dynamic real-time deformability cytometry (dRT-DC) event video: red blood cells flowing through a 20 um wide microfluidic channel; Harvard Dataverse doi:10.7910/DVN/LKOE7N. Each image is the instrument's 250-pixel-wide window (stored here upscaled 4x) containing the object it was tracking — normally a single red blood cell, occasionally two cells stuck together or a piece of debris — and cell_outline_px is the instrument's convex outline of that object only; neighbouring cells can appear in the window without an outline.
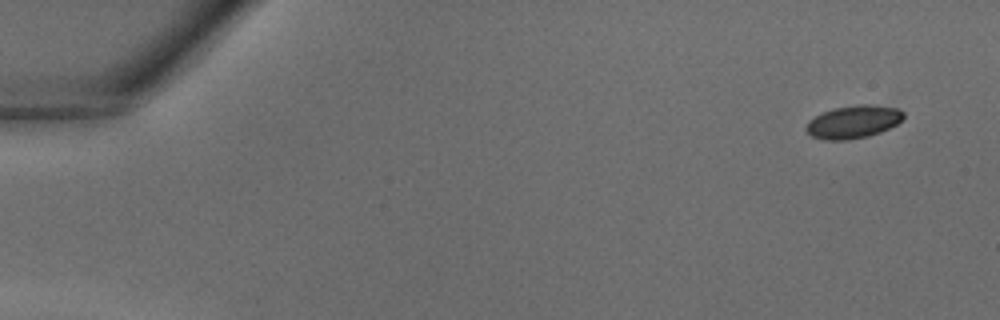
{"species": "common noctule bat (a hibernating species)", "species_latin": "Nyctalus noctula", "temperature_condition": "warm", "stored_images_in_passage": 36, "camera_frame_rate_fps": 3000, "um_per_image_px": 0.085, "animal": {"sex": "male", "body_mass_g": 18.8}, "frame": {"image": 1, "passage_image": 1, "time_ms": 0.0, "image_size_px": [1000, 320], "cell_outline_px": [[904, 116], [896, 124], [880, 132], [868, 136], [848, 140], [824, 140], [812, 136], [804, 128], [808, 120], [832, 108], [860, 104], [872, 104], [900, 108], [904, 112]], "centroid_in_image_um": [72.53, 10.35], "position_along_channel_um": 12.5, "area_um2": 18.73}}
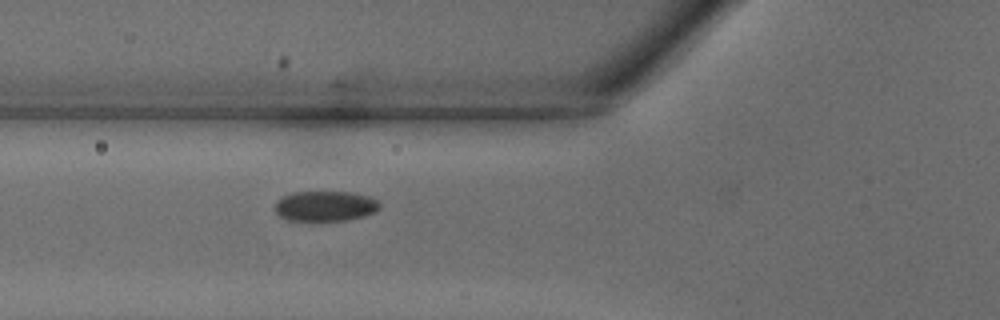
{"frame": {"image": 2, "passage_image": 14, "time_ms": 4.333, "image_size_px": [1000, 320], "cell_outline_px": [[380, 208], [376, 212], [364, 216], [348, 220], [288, 220], [280, 216], [276, 212], [276, 200], [292, 192], [348, 192], [368, 196], [376, 200], [380, 204]], "centroid_in_image_um": [27.66, 17.51], "position_along_channel_um": 98.1, "area_um2": 18.32}}
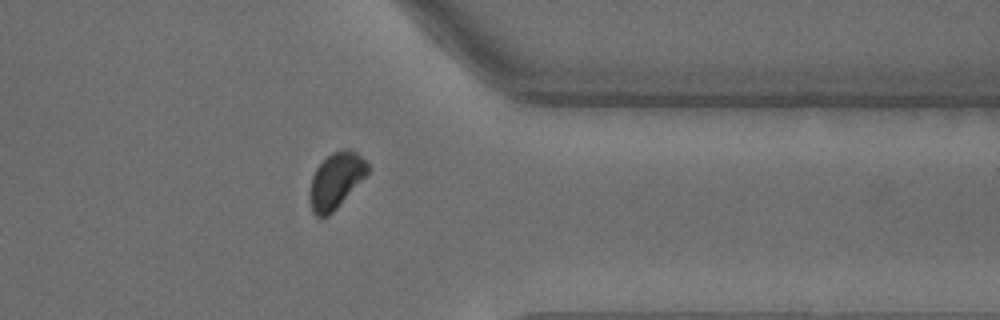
{"frame": {"image": 3, "passage_image": 31, "time_ms": 10.0, "image_size_px": [1000, 320], "cell_outline_px": [[368, 172], [336, 208], [328, 216], [316, 216], [312, 212], [308, 200], [308, 192], [312, 176], [316, 168], [332, 152], [344, 148], [356, 152], [368, 164]], "centroid_in_image_um": [28.49, 15.35], "position_along_channel_um": 382.9, "area_um2": 18.55}}